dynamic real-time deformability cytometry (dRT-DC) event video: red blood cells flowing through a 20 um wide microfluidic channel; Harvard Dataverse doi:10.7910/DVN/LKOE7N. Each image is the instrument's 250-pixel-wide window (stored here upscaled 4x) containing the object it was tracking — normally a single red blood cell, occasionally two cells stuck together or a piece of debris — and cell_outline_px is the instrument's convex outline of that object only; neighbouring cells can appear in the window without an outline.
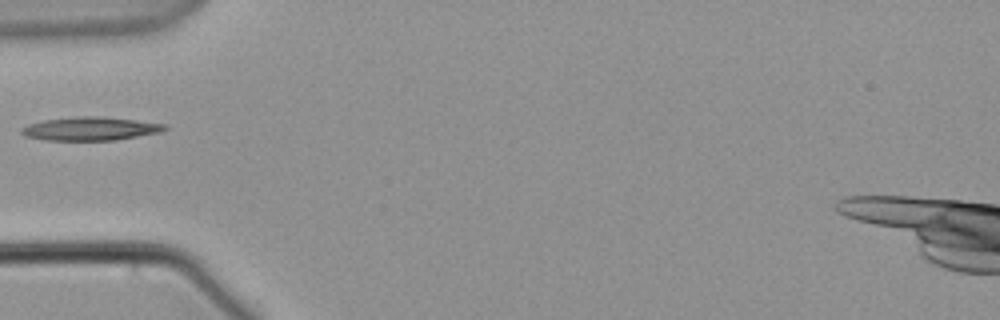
{"species": "common noctule bat (a hibernating species)", "species_latin": "Nyctalus noctula", "temperature_condition": "warm", "stored_images_in_passage": 39, "camera_frame_rate_fps": 3000, "um_per_image_px": 0.085, "animal": {"sex": "male", "body_mass_g": 21.5, "forearm_length_mm": 52.0}, "frame": {"image": 1, "passage_image": 1, "time_ms": 0.0, "image_size_px": [1000, 320], "cell_outline_px": [[168, 128], [160, 132], [116, 140], [44, 140], [24, 136], [20, 132], [20, 128], [28, 124], [44, 120], [76, 116], [104, 116], [168, 124]], "centroid_in_image_um": [7.68, 10.93], "position_along_channel_um": 77.3, "area_um2": 19.77}}
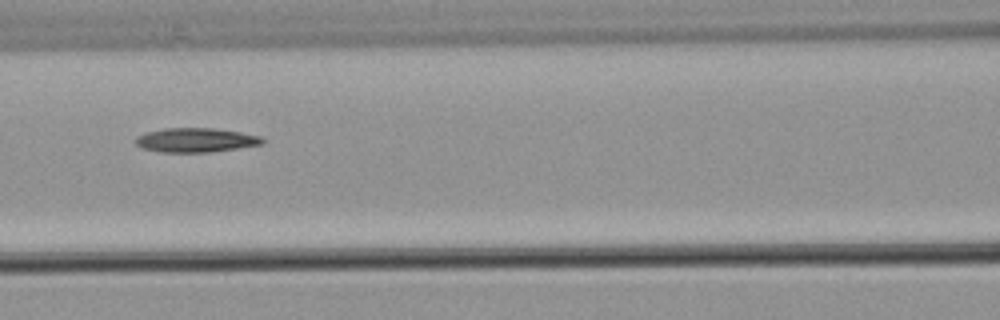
{"frame": {"image": 2, "passage_image": 7, "time_ms": 2.0, "image_size_px": [1000, 320], "cell_outline_px": [[264, 144], [212, 152], [160, 152], [140, 148], [132, 140], [136, 136], [148, 132], [164, 128], [212, 128], [240, 132], [260, 136], [264, 140]], "centroid_in_image_um": [16.6, 11.91], "position_along_channel_um": 150.0, "area_um2": 18.03}}
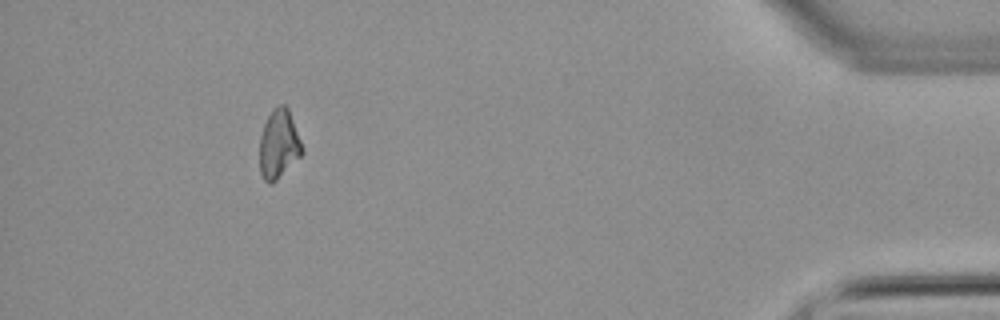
{"frame": {"image": 3, "passage_image": 34, "time_ms": 11.0, "image_size_px": [1000, 320], "cell_outline_px": [[304, 152], [272, 184], [268, 184], [264, 180], [260, 172], [260, 136], [264, 124], [272, 108], [280, 104], [284, 104], [288, 108], [300, 140]], "centroid_in_image_um": [23.68, 12.25], "position_along_channel_um": 411.5, "area_um2": 16.88}}